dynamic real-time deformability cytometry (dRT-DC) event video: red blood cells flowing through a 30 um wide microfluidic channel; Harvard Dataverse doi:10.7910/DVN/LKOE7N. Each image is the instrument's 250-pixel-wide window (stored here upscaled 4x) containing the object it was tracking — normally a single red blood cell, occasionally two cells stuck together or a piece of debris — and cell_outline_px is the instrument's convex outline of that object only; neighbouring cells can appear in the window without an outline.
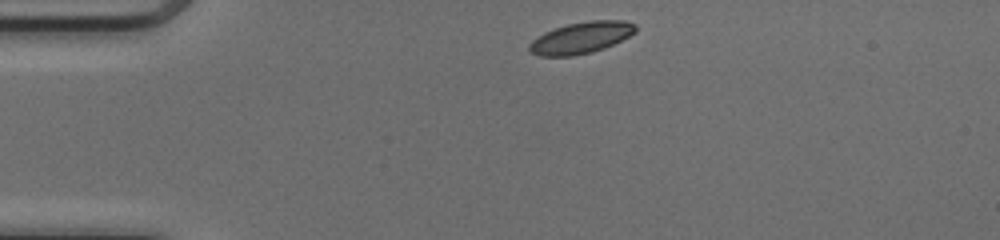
{"species": "common noctule bat (a hibernating species)", "species_latin": "Nyctalus noctula", "temperature_condition": "cold", "stored_images_in_passage": 40, "camera_frame_rate_fps": 3000, "um_per_image_px": 0.085, "animal": {"sex": "female", "body_mass_g": 17.0, "forearm_length_mm": 48.0}, "frame": {"image": 1, "passage_image": 1, "time_ms": 0.0, "image_size_px": [1000, 240], "cell_outline_px": [[636, 32], [604, 48], [592, 52], [572, 56], [540, 56], [532, 52], [528, 48], [528, 44], [532, 40], [544, 32], [568, 24], [588, 20], [624, 20], [636, 24]], "centroid_in_image_um": [49.39, 3.2], "position_along_channel_um": 35.6, "area_um2": 19.42}}
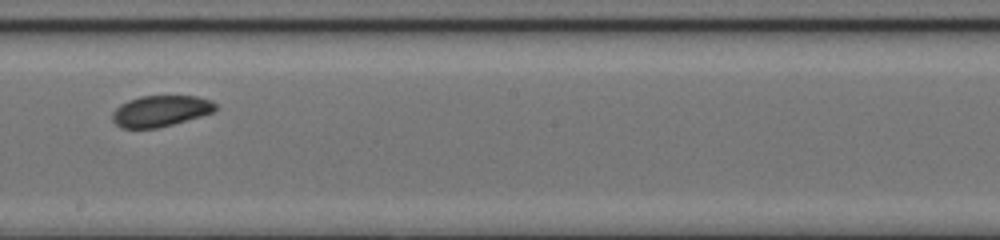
{"frame": {"image": 2, "passage_image": 19, "time_ms": 6.0, "image_size_px": [1000, 240], "cell_outline_px": [[216, 112], [172, 124], [156, 128], [120, 128], [112, 120], [112, 112], [120, 104], [128, 100], [140, 96], [196, 96], [212, 100], [216, 104]], "centroid_in_image_um": [13.65, 9.43], "position_along_channel_um": 234.5, "area_um2": 18.79}}
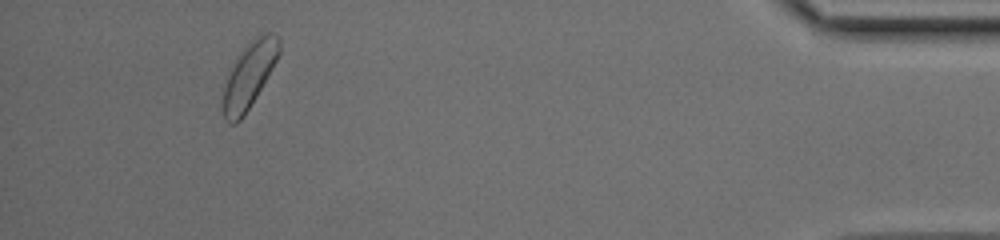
{"frame": {"image": 3, "passage_image": 37, "time_ms": 12.0, "image_size_px": [1000, 240], "cell_outline_px": [[280, 52], [272, 68], [256, 96], [244, 116], [236, 124], [228, 124], [224, 116], [220, 104], [224, 88], [232, 60], [256, 36], [264, 32], [276, 32], [280, 36]], "centroid_in_image_um": [21.15, 6.39], "position_along_channel_um": 414.1, "area_um2": 21.79}, "authors_computed_cell_mechanics": {"area_um2": 19.4497, "velocity_mm_per_s": 4.0801, "shape_relaxation_time_tau1_ms": 2.8968, "shape_relaxation_time_tau2_ms": null, "deformation_change_tau1": 0.068, "deformation_change_tau2": null}}